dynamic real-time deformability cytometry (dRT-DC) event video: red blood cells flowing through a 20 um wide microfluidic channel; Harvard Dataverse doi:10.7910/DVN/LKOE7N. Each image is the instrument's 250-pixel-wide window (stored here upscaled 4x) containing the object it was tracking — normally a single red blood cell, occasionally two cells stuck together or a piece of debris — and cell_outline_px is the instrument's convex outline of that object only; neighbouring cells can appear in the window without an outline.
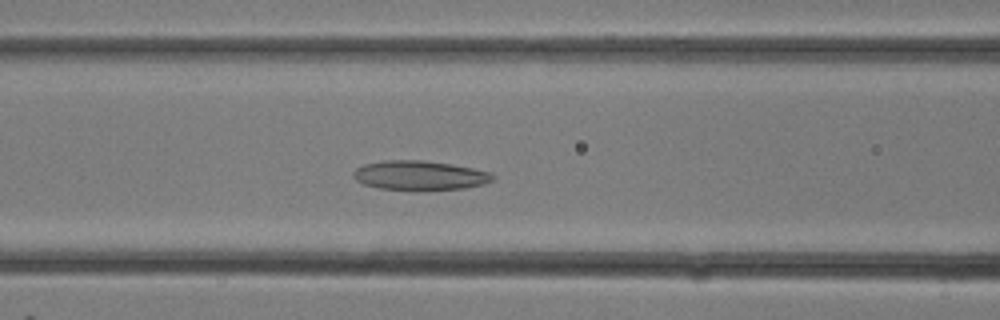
{"species": "common noctule bat (a hibernating species)", "species_latin": "Nyctalus noctula", "temperature_condition": "room temperature", "stored_images_in_passage": 13, "camera_frame_rate_fps": 3000, "um_per_image_px": 0.085, "animal": {"sex": "female"}, "frame": {"image": 1, "passage_image": 11, "time_ms": 3.333, "image_size_px": [1000, 320], "cell_outline_px": [[496, 176], [492, 180], [484, 184], [464, 188], [424, 192], [380, 188], [364, 184], [356, 180], [352, 176], [352, 172], [356, 168], [364, 164], [384, 160], [420, 160], [448, 164], [472, 168], [492, 172]], "centroid_in_image_um": [35.68, 14.93], "position_along_channel_um": 130.9, "area_um2": 24.33}}
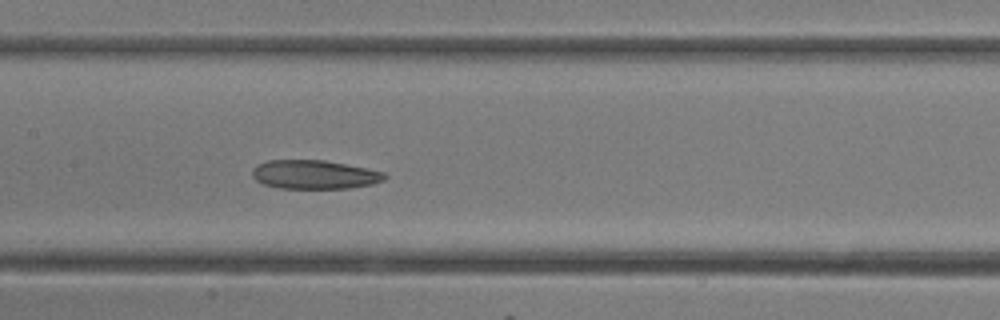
{"frame": {"image": 2, "passage_image": 13, "time_ms": 4.0, "image_size_px": [1000, 320], "cell_outline_px": [[388, 176], [384, 180], [372, 184], [352, 188], [276, 188], [264, 184], [256, 180], [252, 176], [252, 168], [256, 164], [268, 160], [324, 160], [384, 172]], "centroid_in_image_um": [26.69, 14.84], "position_along_channel_um": 180.7, "area_um2": 22.25}}